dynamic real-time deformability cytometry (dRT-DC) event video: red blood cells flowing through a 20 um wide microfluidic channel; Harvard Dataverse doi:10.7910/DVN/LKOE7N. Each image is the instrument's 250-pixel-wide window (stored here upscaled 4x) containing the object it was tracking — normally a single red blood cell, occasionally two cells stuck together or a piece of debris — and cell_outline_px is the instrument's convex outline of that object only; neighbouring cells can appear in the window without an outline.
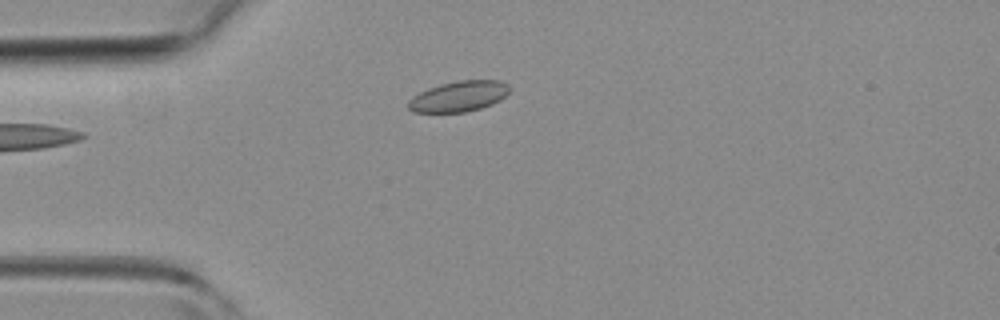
{"species": "common noctule bat (a hibernating species)", "species_latin": "Nyctalus noctula", "temperature_condition": "room temperature", "stored_images_in_passage": 3, "camera_frame_rate_fps": 3000, "um_per_image_px": 0.085, "animal": {"sex": "female", "body_mass_g": 19.3, "forearm_length_mm": 54.1}, "frame": {"image": 1, "passage_image": 3, "time_ms": 2.333, "image_size_px": [1000, 320], "cell_outline_px": [[508, 92], [500, 100], [492, 104], [480, 108], [464, 112], [412, 112], [408, 108], [408, 100], [412, 96], [428, 88], [440, 84], [460, 80], [500, 80], [508, 84]], "centroid_in_image_um": [38.97, 8.19], "position_along_channel_um": 46.0, "area_um2": 17.98}}